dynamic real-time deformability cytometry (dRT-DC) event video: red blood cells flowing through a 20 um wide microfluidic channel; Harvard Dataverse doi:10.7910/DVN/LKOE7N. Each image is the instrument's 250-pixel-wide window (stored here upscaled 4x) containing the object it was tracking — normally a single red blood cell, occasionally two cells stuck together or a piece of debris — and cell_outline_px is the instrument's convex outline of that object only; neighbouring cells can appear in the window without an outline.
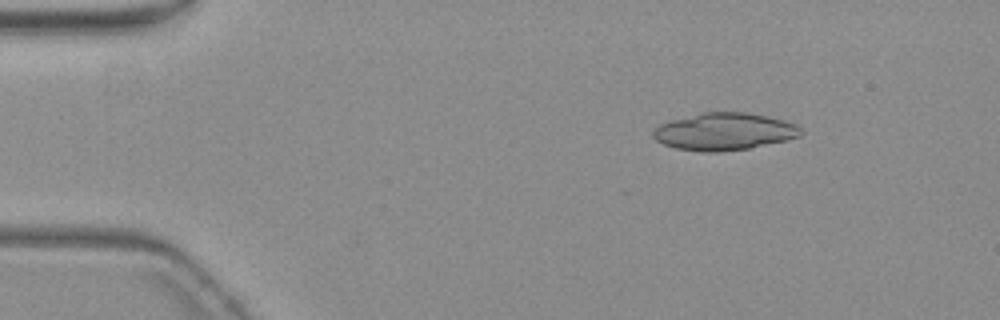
{"species": "common noctule bat (a hibernating species)", "species_latin": "Nyctalus noctula", "temperature_condition": "warm", "stored_images_in_passage": 5, "camera_frame_rate_fps": 3000, "um_per_image_px": 0.085, "animal": {"sex": "female", "body_mass_g": 19.3, "forearm_length_mm": 54.1}, "frame": {"image": 1, "passage_image": 2, "time_ms": 1.333, "image_size_px": [1000, 320], "cell_outline_px": [[804, 132], [800, 136], [788, 140], [748, 148], [716, 152], [704, 152], [676, 148], [664, 144], [656, 140], [652, 136], [652, 132], [660, 124], [672, 120], [700, 112], [744, 112], [768, 116], [784, 120], [796, 124]], "centroid_in_image_um": [61.58, 11.18], "position_along_channel_um": 23.4, "area_um2": 32.08}}
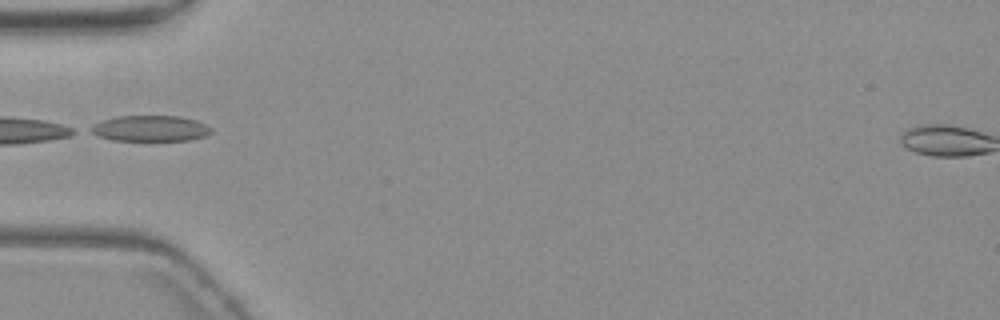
{"frame": {"image": 2, "passage_image": 5, "time_ms": 5.0, "image_size_px": [1000, 320], "cell_outline_px": [[212, 132], [204, 136], [188, 140], [112, 140], [100, 136], [92, 132], [88, 128], [104, 120], [116, 116], [180, 116], [196, 120], [212, 128]], "centroid_in_image_um": [12.8, 10.91], "position_along_channel_um": 72.2, "area_um2": 17.86}}